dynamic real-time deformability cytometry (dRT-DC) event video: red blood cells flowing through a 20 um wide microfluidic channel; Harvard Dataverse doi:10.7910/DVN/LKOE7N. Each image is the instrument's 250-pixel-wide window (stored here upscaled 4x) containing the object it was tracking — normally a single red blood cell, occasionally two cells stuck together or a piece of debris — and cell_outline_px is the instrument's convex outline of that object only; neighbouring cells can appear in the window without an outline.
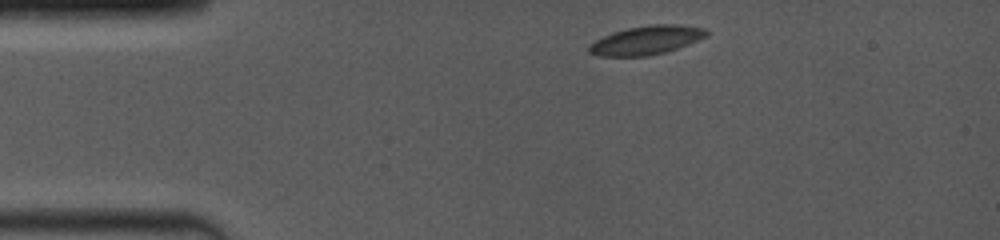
{"species": "common noctule bat (a hibernating species)", "species_latin": "Nyctalus noctula", "temperature_condition": "room temperature", "stored_images_in_passage": 3, "camera_frame_rate_fps": 4000, "um_per_image_px": 0.085, "animal": {"sex": "female", "body_mass_g": 19.0, "forearm_length_mm": 53.3}, "frame": {"image": 1, "passage_image": 1, "time_ms": 0.0, "image_size_px": [1000, 240], "cell_outline_px": [[708, 36], [688, 44], [664, 52], [648, 56], [600, 56], [588, 52], [588, 44], [612, 32], [628, 28], [652, 24], [676, 24], [704, 28], [708, 32]], "centroid_in_image_um": [54.92, 3.41], "position_along_channel_um": 30.1, "area_um2": 19.59}}